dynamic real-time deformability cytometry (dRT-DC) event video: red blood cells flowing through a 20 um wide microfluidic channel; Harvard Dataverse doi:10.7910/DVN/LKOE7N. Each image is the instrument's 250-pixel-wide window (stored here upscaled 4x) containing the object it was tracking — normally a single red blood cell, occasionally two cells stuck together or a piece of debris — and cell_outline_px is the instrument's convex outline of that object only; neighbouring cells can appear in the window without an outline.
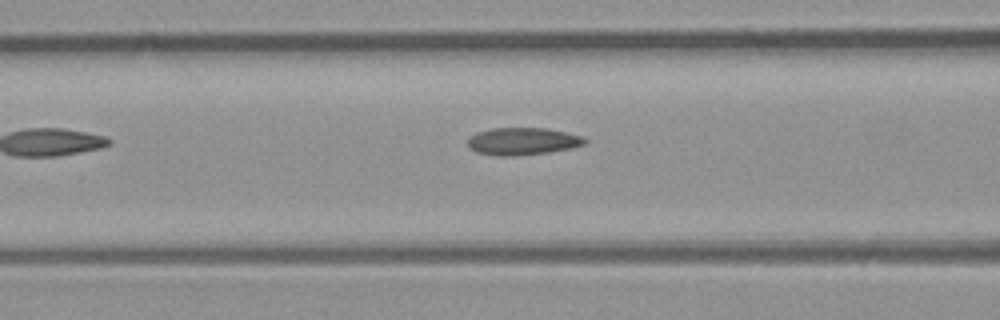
{"species": "common noctule bat (a hibernating species)", "species_latin": "Nyctalus noctula", "temperature_condition": "room temperature", "stored_images_in_passage": 4, "camera_frame_rate_fps": 3000, "um_per_image_px": 0.085, "animal": {"sex": "male", "body_mass_g": 23.1, "forearm_length_mm": 52.7}, "frame": {"image": 1, "passage_image": 3, "time_ms": 2.0, "image_size_px": [1000, 320], "cell_outline_px": [[588, 140], [584, 144], [572, 148], [548, 152], [516, 156], [496, 156], [476, 152], [468, 148], [468, 140], [476, 132], [492, 128], [548, 128], [584, 136]], "centroid_in_image_um": [44.43, 12.01], "position_along_channel_um": 122.2, "area_um2": 18.84}}